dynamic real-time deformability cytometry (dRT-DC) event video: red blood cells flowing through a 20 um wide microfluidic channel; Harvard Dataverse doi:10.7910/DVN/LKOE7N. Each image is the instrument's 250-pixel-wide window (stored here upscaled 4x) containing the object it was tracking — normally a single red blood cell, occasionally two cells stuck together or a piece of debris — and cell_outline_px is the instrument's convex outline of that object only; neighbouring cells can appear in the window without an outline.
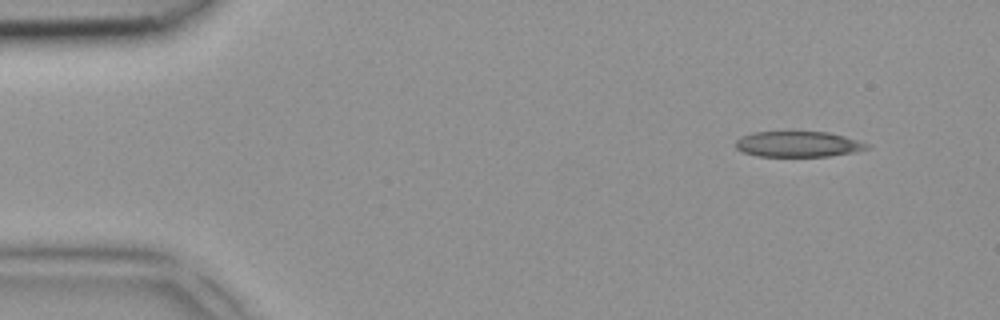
{"species": "common noctule bat (a hibernating species)", "species_latin": "Nyctalus noctula", "temperature_condition": "room temperature", "stored_images_in_passage": 4, "camera_frame_rate_fps": 3000, "um_per_image_px": 0.085, "animal": {"sex": "female", "body_mass_g": 18.4}, "frame": {"image": 1, "passage_image": 1, "time_ms": 0.0, "image_size_px": [1000, 320], "cell_outline_px": [[872, 144], [868, 148], [852, 152], [828, 156], [756, 156], [744, 152], [736, 148], [736, 140], [740, 136], [752, 132], [788, 128], [828, 132], [844, 136]], "centroid_in_image_um": [67.79, 12.19], "position_along_channel_um": 17.2, "area_um2": 20.63}}